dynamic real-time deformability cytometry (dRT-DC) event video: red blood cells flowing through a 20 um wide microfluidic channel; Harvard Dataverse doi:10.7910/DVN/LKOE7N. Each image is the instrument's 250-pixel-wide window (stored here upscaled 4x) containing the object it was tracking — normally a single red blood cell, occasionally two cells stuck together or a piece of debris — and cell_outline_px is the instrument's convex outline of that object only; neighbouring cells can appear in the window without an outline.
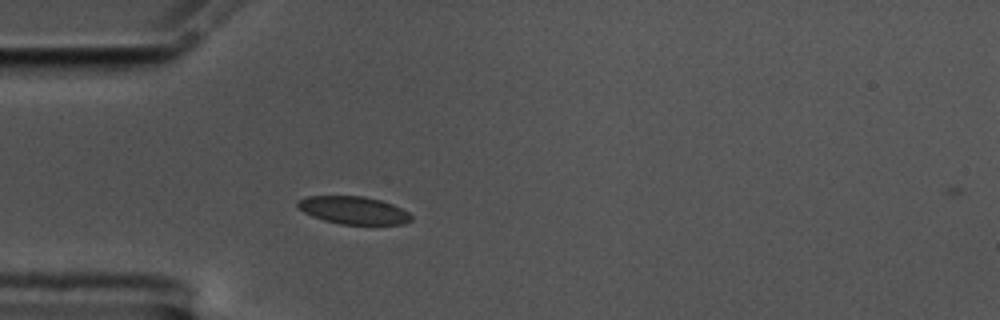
{"species": "common noctule bat (a hibernating species)", "species_latin": "Nyctalus noctula", "temperature_condition": "cold", "stored_images_in_passage": 34, "camera_frame_rate_fps": 3000, "um_per_image_px": 0.085, "animal": {"sex": "male", "body_mass_g": 17.5, "forearm_length_mm": 52.3}, "frame": {"image": 1, "passage_image": 1, "time_ms": 0.0, "image_size_px": [1000, 320], "cell_outline_px": [[412, 220], [404, 224], [340, 224], [324, 220], [312, 216], [296, 208], [296, 200], [308, 196], [364, 196], [380, 200], [392, 204], [408, 212], [412, 216]], "centroid_in_image_um": [30.01, 17.87], "position_along_channel_um": 55.0, "area_um2": 18.38}}
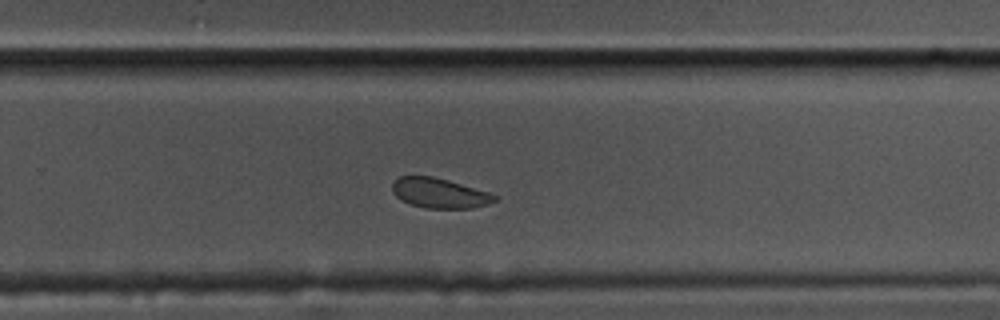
{"frame": {"image": 2, "passage_image": 22, "time_ms": 7.0, "image_size_px": [1000, 320], "cell_outline_px": [[496, 200], [488, 204], [472, 208], [424, 208], [412, 204], [396, 196], [392, 192], [392, 184], [400, 176], [432, 176], [448, 180], [488, 192], [496, 196]], "centroid_in_image_um": [37.34, 16.41], "position_along_channel_um": 292.5, "area_um2": 17.57}}
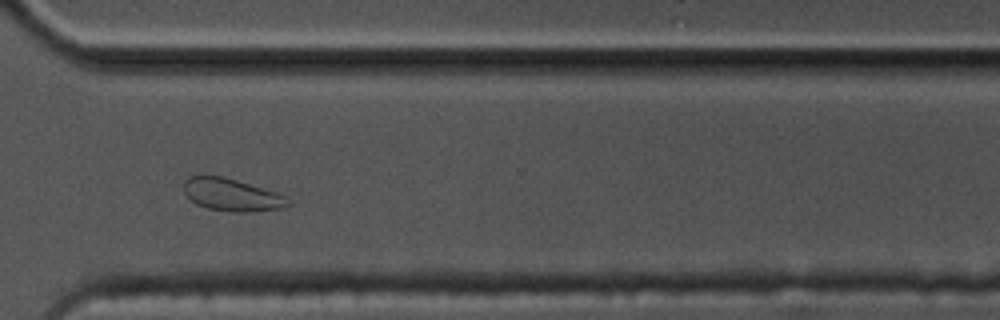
{"frame": {"image": 3, "passage_image": 27, "time_ms": 8.667, "image_size_px": [1000, 320], "cell_outline_px": [[292, 204], [280, 208], [248, 212], [232, 212], [208, 208], [196, 204], [184, 192], [184, 180], [188, 176], [224, 176], [276, 192], [292, 200]], "centroid_in_image_um": [19.71, 16.56], "position_along_channel_um": 350.9, "area_um2": 19.65}, "authors_computed_cell_mechanics": {"area_um2": 19.0162, "velocity_mm_per_s": 3.489, "shape_relaxation_time_tau1_ms": 1.7215, "shape_relaxation_time_tau2_ms": 2.8037, "deformation_change_tau1": 0.041, "deformation_change_tau2": 0.0634}}